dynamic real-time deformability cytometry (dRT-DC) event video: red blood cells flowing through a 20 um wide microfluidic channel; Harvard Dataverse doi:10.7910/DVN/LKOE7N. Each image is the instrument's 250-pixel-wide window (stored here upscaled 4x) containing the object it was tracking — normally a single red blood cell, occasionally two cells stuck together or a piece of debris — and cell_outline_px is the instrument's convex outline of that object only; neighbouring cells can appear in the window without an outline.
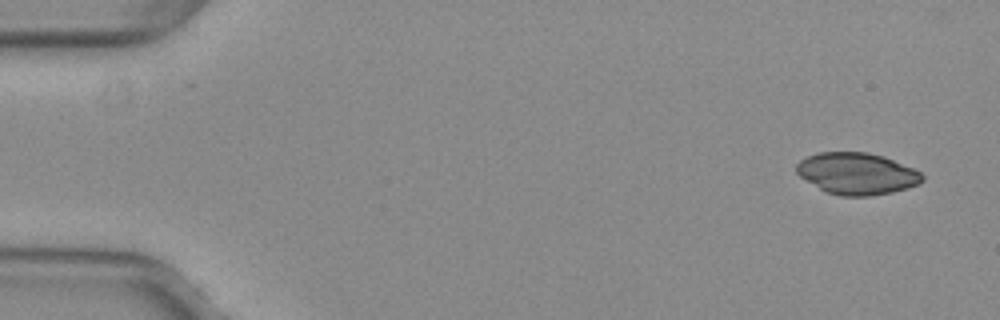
{"species": "common noctule bat (a hibernating species)", "species_latin": "Nyctalus noctula", "temperature_condition": "warm", "stored_images_in_passage": 50, "camera_frame_rate_fps": 3000, "um_per_image_px": 0.085, "animal": {"sex": "female", "body_mass_g": 29.2, "forearm_length_mm": 56.3}, "frame": {"image": 1, "passage_image": 1, "time_ms": 0.0, "image_size_px": [1000, 320], "cell_outline_px": [[924, 180], [920, 184], [892, 192], [868, 196], [840, 196], [828, 192], [820, 188], [800, 176], [796, 172], [796, 164], [800, 160], [808, 156], [820, 152], [868, 152], [884, 156], [912, 168], [920, 172], [924, 176]], "centroid_in_image_um": [72.85, 14.75], "position_along_channel_um": 12.2, "area_um2": 30.4}}